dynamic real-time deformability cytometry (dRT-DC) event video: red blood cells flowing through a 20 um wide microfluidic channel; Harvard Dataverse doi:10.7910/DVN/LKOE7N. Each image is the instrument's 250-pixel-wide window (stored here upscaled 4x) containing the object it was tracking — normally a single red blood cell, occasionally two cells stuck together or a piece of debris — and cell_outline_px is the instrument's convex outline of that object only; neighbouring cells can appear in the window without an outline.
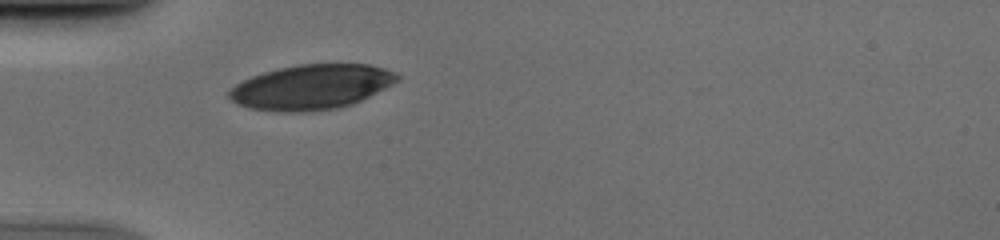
{"species": "human", "species_latin": "Homo sapiens", "temperature_condition": "cold", "stored_images_in_passage": 36, "camera_frame_rate_fps": 3000, "um_per_image_px": 0.085, "donor": {"sex": "male"}, "frame": {"image": 1, "passage_image": 9, "time_ms": 2.667, "image_size_px": [1000, 240], "cell_outline_px": [[400, 80], [352, 104], [340, 108], [312, 112], [276, 112], [248, 108], [236, 104], [228, 96], [228, 92], [236, 84], [252, 76], [264, 72], [280, 68], [300, 64], [368, 64], [384, 68], [396, 72], [400, 76]], "centroid_in_image_um": [26.46, 7.41], "position_along_channel_um": 58.5, "area_um2": 44.04}}
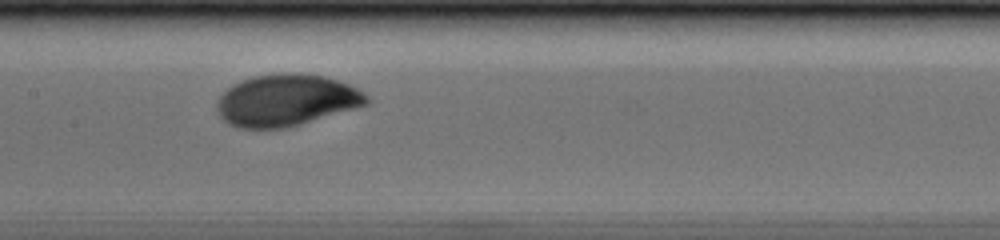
{"frame": {"image": 2, "passage_image": 19, "time_ms": 6.0, "image_size_px": [1000, 240], "cell_outline_px": [[372, 100], [368, 104], [296, 124], [280, 128], [236, 128], [228, 124], [220, 116], [216, 108], [216, 104], [220, 96], [232, 84], [240, 80], [252, 76], [288, 72], [300, 72], [324, 76], [348, 84], [356, 88], [368, 96]], "centroid_in_image_um": [24.29, 8.49], "position_along_channel_um": 183.1, "area_um2": 44.8}}
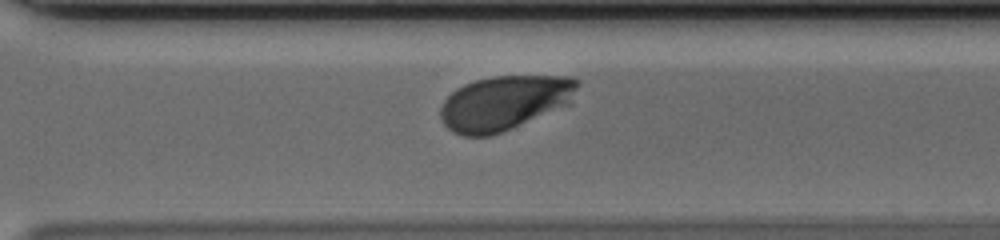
{"frame": {"image": 3, "passage_image": 30, "time_ms": 9.667, "image_size_px": [1000, 240], "cell_outline_px": [[580, 84], [572, 104], [492, 136], [464, 136], [452, 132], [444, 124], [440, 116], [440, 108], [444, 100], [456, 88], [464, 84], [476, 80], [492, 76], [572, 76], [580, 80]], "centroid_in_image_um": [42.93, 8.73], "position_along_channel_um": 327.7, "area_um2": 44.1}}